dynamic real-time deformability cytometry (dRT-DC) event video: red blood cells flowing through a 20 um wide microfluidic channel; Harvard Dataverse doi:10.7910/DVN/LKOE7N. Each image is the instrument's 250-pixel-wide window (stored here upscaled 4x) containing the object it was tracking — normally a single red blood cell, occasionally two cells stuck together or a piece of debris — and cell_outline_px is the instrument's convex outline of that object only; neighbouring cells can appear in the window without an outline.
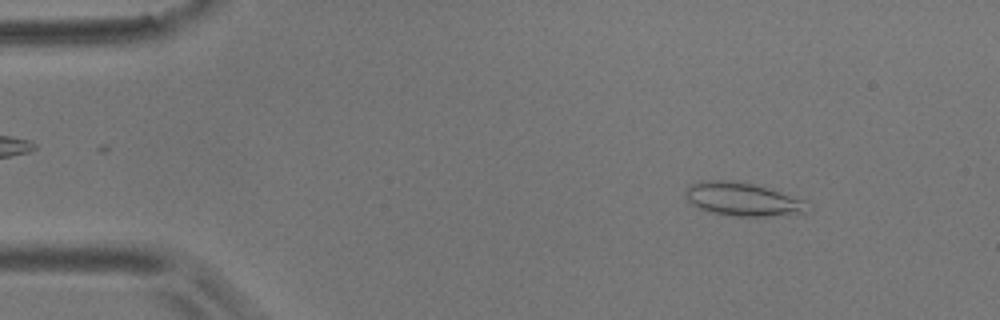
{"species": "common noctule bat (a hibernating species)", "species_latin": "Nyctalus noctula", "temperature_condition": "room temperature", "stored_images_in_passage": 2, "camera_frame_rate_fps": 3000, "um_per_image_px": 0.085, "animal": {"sex": "male", "body_mass_g": 17.9}, "frame": {"image": 1, "passage_image": 1, "time_ms": 0.0, "image_size_px": [1000, 320], "cell_outline_px": [[808, 212], [788, 216], [732, 216], [708, 212], [696, 208], [688, 200], [684, 192], [688, 184], [700, 180], [736, 180], [752, 184], [780, 192], [804, 200]], "centroid_in_image_um": [63.06, 16.94], "position_along_channel_um": 21.9, "area_um2": 24.04}}